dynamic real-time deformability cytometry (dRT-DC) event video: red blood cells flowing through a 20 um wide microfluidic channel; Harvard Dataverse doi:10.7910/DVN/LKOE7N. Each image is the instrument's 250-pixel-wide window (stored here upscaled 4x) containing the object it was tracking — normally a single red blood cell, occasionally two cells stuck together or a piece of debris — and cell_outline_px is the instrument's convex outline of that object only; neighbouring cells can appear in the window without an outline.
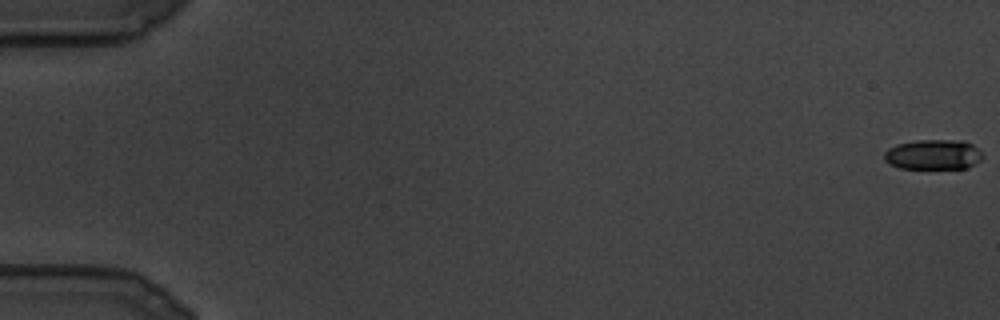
{"species": "common noctule bat (a hibernating species)", "species_latin": "Nyctalus noctula", "temperature_condition": "cold", "stored_images_in_passage": 109, "camera_frame_rate_fps": 3000, "um_per_image_px": 0.085, "animal": {"sex": "male", "body_mass_g": 19.5, "forearm_length_mm": 54.6}, "frame": {"image": 1, "passage_image": 1, "time_ms": 0.0, "image_size_px": [1000, 320], "cell_outline_px": [[984, 156], [980, 160], [968, 168], [900, 168], [888, 164], [884, 160], [884, 152], [888, 148], [896, 144], [916, 140], [964, 140], [972, 144]], "centroid_in_image_um": [79.3, 13.13], "position_along_channel_um": 5.7, "area_um2": 17.34}}
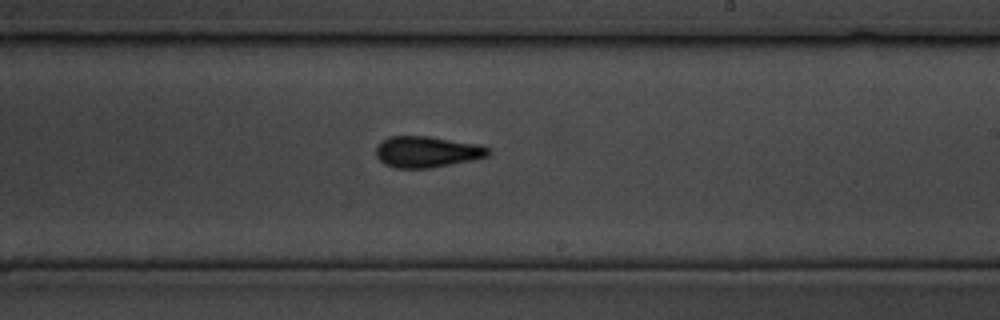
{"frame": {"image": 2, "passage_image": 66, "time_ms": 21.667, "image_size_px": [1000, 320], "cell_outline_px": [[492, 152], [488, 156], [472, 160], [428, 168], [396, 168], [384, 164], [376, 156], [376, 148], [384, 140], [392, 136], [428, 136], [480, 144], [492, 148]], "centroid_in_image_um": [36.35, 12.9], "position_along_channel_um": 252.7, "area_um2": 20.4}}
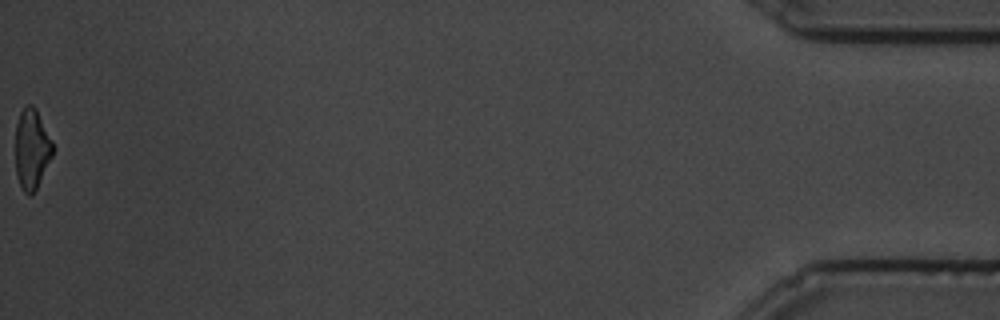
{"frame": {"image": 3, "passage_image": 109, "time_ms": 36.0, "image_size_px": [1000, 320], "cell_outline_px": [[52, 156], [32, 196], [28, 196], [24, 192], [20, 184], [16, 172], [16, 124], [20, 112], [24, 104], [32, 104], [36, 108], [52, 140]], "centroid_in_image_um": [2.69, 12.63], "position_along_channel_um": 432.5, "area_um2": 17.34}}